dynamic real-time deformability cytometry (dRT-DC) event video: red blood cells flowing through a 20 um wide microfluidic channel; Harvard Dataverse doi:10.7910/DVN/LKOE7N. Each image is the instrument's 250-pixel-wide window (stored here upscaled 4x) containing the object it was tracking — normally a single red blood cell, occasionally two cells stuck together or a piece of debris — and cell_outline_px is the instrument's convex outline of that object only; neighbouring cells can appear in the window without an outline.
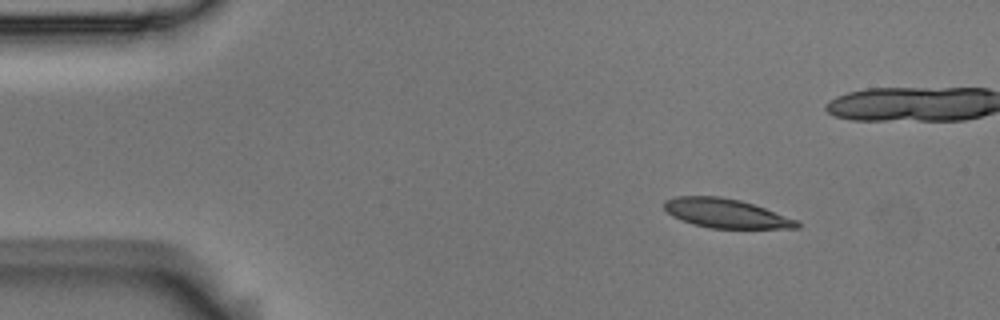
{"species": "Egyptian fruit bat (a non-hibernating species)", "species_latin": "Rousettus aegyptiacus", "temperature_condition": "room temperature", "stored_images_in_passage": 5, "camera_frame_rate_fps": 3000, "um_per_image_px": 0.085, "animal": {"sex": "male"}, "frame": {"image": 1, "passage_image": 2, "time_ms": 0.333, "image_size_px": [1000, 320], "cell_outline_px": [[800, 228], [708, 228], [692, 224], [672, 216], [664, 208], [664, 200], [676, 196], [720, 196], [740, 200], [800, 220]], "centroid_in_image_um": [61.71, 18.13], "position_along_channel_um": 23.3, "area_um2": 22.6}}